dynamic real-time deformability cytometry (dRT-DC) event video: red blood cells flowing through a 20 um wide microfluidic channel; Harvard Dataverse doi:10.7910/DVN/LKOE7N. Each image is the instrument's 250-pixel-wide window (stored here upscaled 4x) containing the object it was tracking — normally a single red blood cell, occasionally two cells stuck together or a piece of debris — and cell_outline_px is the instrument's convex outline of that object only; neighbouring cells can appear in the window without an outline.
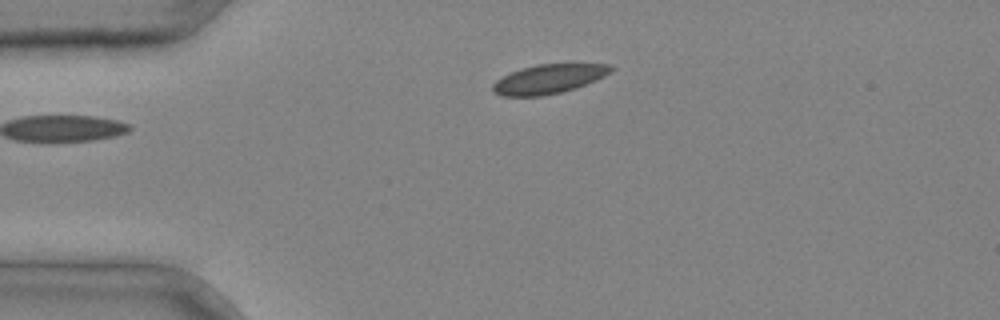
{"species": "common noctule bat (a hibernating species)", "species_latin": "Nyctalus noctula", "temperature_condition": "cold", "stored_images_in_passage": 3, "camera_frame_rate_fps": 3000, "um_per_image_px": 0.085, "animal": {"sex": "male", "body_mass_g": 20.4}, "frame": {"image": 1, "passage_image": 2, "time_ms": 0.333, "image_size_px": [1000, 320], "cell_outline_px": [[612, 68], [608, 72], [584, 84], [560, 92], [540, 96], [500, 96], [492, 88], [492, 84], [496, 80], [520, 68], [536, 64], [612, 64]], "centroid_in_image_um": [46.55, 6.71], "position_along_channel_um": 38.5, "area_um2": 19.48}}
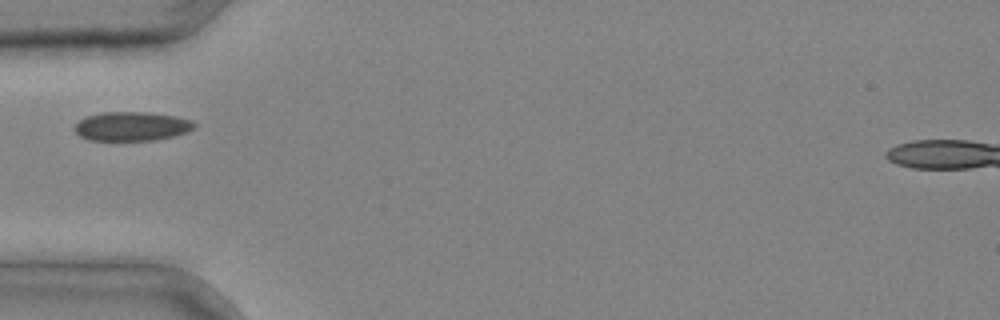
{"frame": {"image": 2, "passage_image": 3, "time_ms": 0.667, "image_size_px": [1000, 320], "cell_outline_px": [[196, 128], [188, 132], [156, 140], [88, 140], [80, 136], [76, 132], [76, 124], [80, 120], [88, 116], [100, 112], [144, 112], [176, 116], [192, 120], [196, 124]], "centroid_in_image_um": [11.24, 10.73], "position_along_channel_um": 73.8, "area_um2": 20.23}}